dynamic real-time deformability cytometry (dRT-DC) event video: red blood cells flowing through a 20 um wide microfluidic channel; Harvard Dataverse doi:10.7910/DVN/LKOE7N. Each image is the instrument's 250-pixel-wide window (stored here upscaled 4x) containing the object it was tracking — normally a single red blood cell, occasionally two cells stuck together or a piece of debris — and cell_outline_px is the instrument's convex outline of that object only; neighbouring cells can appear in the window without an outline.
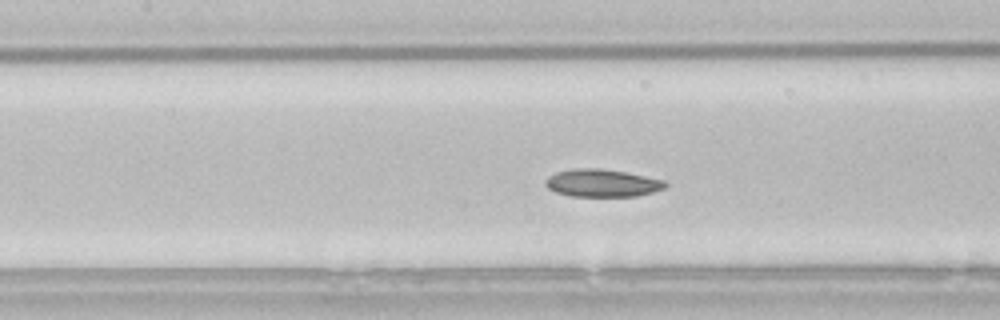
{"species": "common noctule bat (a hibernating species)", "species_latin": "Nyctalus noctula", "temperature_condition": "room temperature", "stored_images_in_passage": 48, "camera_frame_rate_fps": 3000, "um_per_image_px": 0.085, "animal": {"sex": "male", "body_mass_g": 21.5, "forearm_length_mm": 52.0}, "frame": {"image": 1, "passage_image": 17, "time_ms": 5.333, "image_size_px": [1000, 320], "cell_outline_px": [[668, 184], [664, 188], [652, 192], [636, 196], [572, 196], [556, 192], [548, 188], [544, 184], [544, 180], [548, 176], [556, 172], [572, 168], [600, 168], [624, 172], [664, 180]], "centroid_in_image_um": [51.14, 15.55], "position_along_channel_um": 156.3, "area_um2": 19.25}}
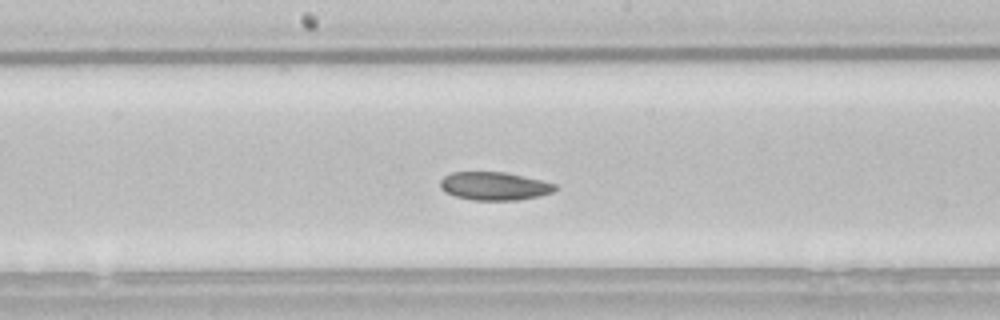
{"frame": {"image": 2, "passage_image": 21, "time_ms": 6.667, "image_size_px": [1000, 320], "cell_outline_px": [[556, 188], [552, 192], [540, 196], [516, 200], [472, 200], [456, 196], [444, 192], [440, 188], [440, 180], [444, 176], [452, 172], [504, 172], [524, 176], [556, 184]], "centroid_in_image_um": [41.99, 15.81], "position_along_channel_um": 206.2, "area_um2": 18.84}}
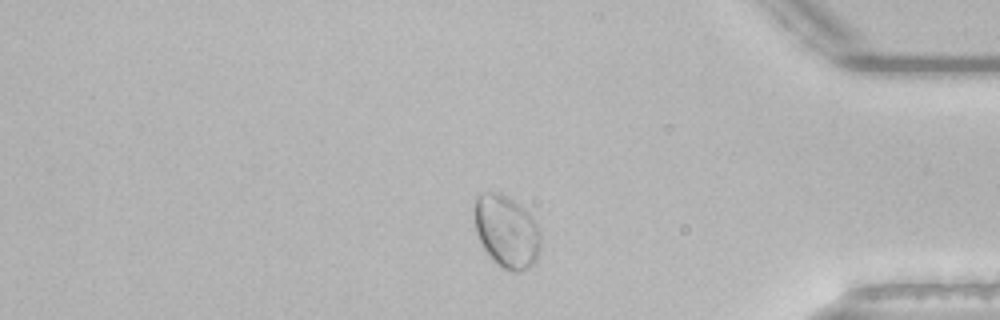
{"frame": {"image": 3, "passage_image": 38, "time_ms": 12.333, "image_size_px": [1000, 320], "cell_outline_px": [[540, 252], [536, 260], [528, 268], [520, 272], [512, 272], [504, 268], [492, 260], [484, 248], [476, 232], [472, 208], [476, 196], [484, 192], [500, 192], [524, 208], [528, 212], [536, 224], [540, 232]], "centroid_in_image_um": [43.03, 19.66], "position_along_channel_um": 392.2, "area_um2": 28.21}, "authors_computed_cell_mechanics": {"area_um2": 20.23, "velocity_mm_per_s": 3.758, "shape_relaxation_time_tau1_ms": 3.9478, "shape_relaxation_time_tau2_ms": null, "deformation_change_tau1": 0.1045, "deformation_change_tau2": null}}